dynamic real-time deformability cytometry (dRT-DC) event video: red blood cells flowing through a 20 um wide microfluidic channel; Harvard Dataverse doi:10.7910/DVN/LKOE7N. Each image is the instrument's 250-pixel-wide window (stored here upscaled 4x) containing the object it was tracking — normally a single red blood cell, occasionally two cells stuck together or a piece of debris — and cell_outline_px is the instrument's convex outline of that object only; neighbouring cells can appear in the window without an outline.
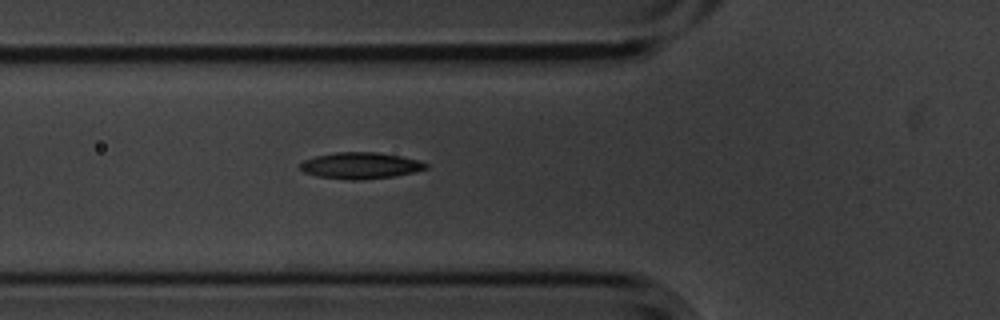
{"species": "common noctule bat (a hibernating species)", "species_latin": "Nyctalus noctula", "temperature_condition": "cold", "stored_images_in_passage": 3, "camera_frame_rate_fps": 3000, "um_per_image_px": 0.085, "animal": {"sex": "male", "body_mass_g": 20.1, "forearm_length_mm": 53.5}, "frame": {"image": 1, "passage_image": 3, "time_ms": 0.667, "image_size_px": [1000, 320], "cell_outline_px": [[428, 168], [396, 176], [360, 180], [348, 180], [316, 176], [304, 172], [300, 168], [300, 164], [304, 160], [316, 156], [336, 152], [376, 152], [400, 156], [420, 160], [428, 164]], "centroid_in_image_um": [30.64, 14.08], "position_along_channel_um": 95.2, "area_um2": 19.36}}